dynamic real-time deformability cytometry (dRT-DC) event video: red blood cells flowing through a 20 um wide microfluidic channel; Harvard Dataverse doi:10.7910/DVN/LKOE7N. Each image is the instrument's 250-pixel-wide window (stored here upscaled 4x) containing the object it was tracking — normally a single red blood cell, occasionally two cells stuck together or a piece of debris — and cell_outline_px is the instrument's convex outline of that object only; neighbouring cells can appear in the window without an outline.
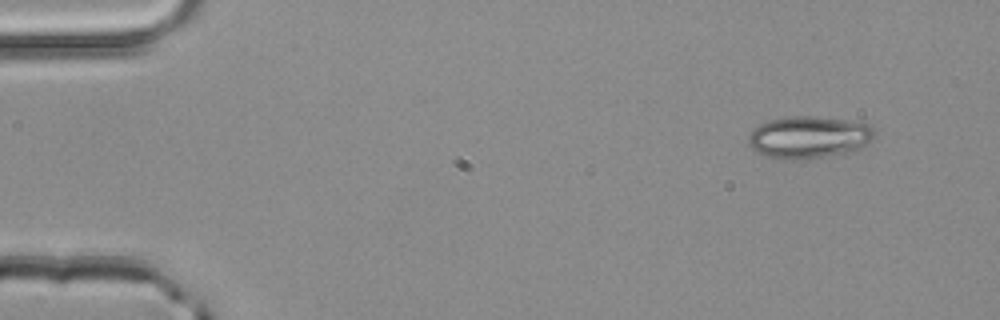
{"species": "common noctule bat (a hibernating species)", "species_latin": "Nyctalus noctula", "temperature_condition": "room temperature", "stored_images_in_passage": 3, "camera_frame_rate_fps": 3000, "um_per_image_px": 0.085, "animal": {"sex": "male", "body_mass_g": 20.4}, "frame": {"image": 1, "passage_image": 1, "time_ms": 0.0, "image_size_px": [1000, 320], "cell_outline_px": [[876, 132], [872, 140], [856, 152], [824, 156], [788, 160], [764, 156], [756, 152], [748, 144], [748, 136], [760, 124], [768, 120], [788, 116], [816, 116], [844, 120], [868, 124]], "centroid_in_image_um": [68.76, 11.67], "position_along_channel_um": 16.2, "area_um2": 31.1}}